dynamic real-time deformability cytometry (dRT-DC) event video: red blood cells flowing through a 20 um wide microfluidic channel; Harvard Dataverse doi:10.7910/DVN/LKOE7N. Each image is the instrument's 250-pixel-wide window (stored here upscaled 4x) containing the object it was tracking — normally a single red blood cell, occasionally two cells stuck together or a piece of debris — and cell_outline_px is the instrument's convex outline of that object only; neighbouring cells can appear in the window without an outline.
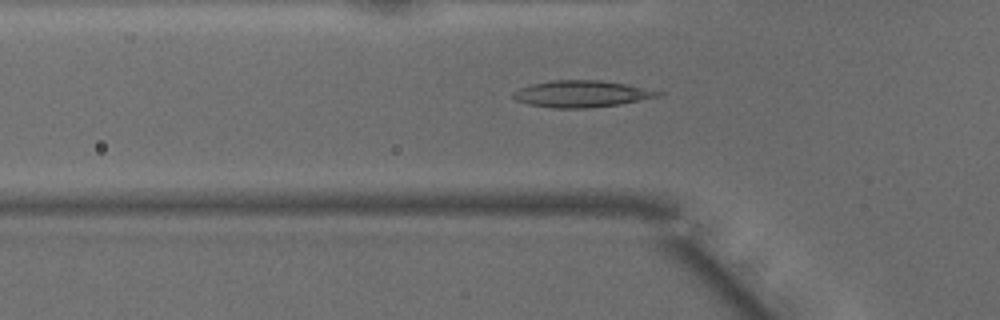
{"species": "common noctule bat (a hibernating species)", "species_latin": "Nyctalus noctula", "temperature_condition": "warm", "stored_images_in_passage": 21, "camera_frame_rate_fps": 3000, "um_per_image_px": 0.085, "animal": {"sex": "male", "body_mass_g": 15.6}, "frame": {"image": 1, "passage_image": 16, "time_ms": 5.0, "image_size_px": [1000, 320], "cell_outline_px": [[664, 96], [616, 104], [588, 108], [552, 108], [528, 104], [516, 100], [512, 96], [512, 92], [520, 88], [532, 84], [552, 80], [600, 80], [624, 84], [664, 92]], "centroid_in_image_um": [49.42, 7.98], "position_along_channel_um": 76.4, "area_um2": 22.37}}